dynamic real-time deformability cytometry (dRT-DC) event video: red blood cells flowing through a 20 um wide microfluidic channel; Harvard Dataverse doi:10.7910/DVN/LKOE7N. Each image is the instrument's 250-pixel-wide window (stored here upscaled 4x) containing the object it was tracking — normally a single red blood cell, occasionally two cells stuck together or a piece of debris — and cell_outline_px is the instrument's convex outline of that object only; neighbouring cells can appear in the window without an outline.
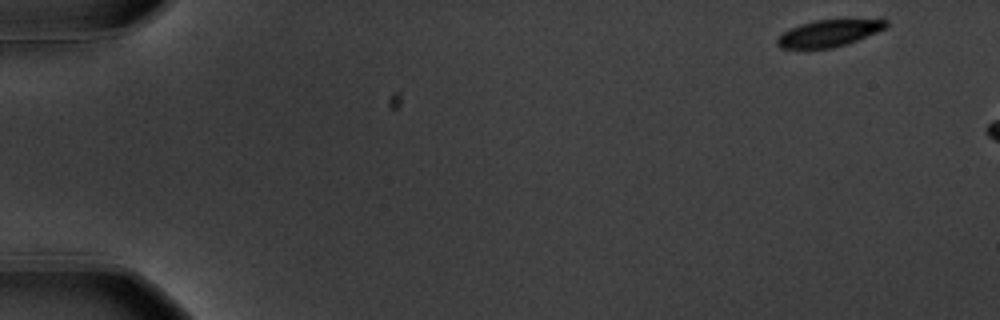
{"species": "common noctule bat (a hibernating species)", "species_latin": "Nyctalus noctula", "temperature_condition": "warm", "stored_images_in_passage": 8, "camera_frame_rate_fps": 3000, "um_per_image_px": 0.085, "animal": {"sex": "male", "body_mass_g": 20.1, "forearm_length_mm": 53.5}, "frame": {"image": 1, "passage_image": 1, "time_ms": 0.0, "image_size_px": [1000, 320], "cell_outline_px": [[888, 24], [884, 28], [876, 32], [856, 40], [832, 48], [780, 48], [776, 44], [776, 40], [784, 32], [800, 24], [816, 20], [888, 20]], "centroid_in_image_um": [70.41, 2.83], "position_along_channel_um": 14.6, "area_um2": 16.42}}